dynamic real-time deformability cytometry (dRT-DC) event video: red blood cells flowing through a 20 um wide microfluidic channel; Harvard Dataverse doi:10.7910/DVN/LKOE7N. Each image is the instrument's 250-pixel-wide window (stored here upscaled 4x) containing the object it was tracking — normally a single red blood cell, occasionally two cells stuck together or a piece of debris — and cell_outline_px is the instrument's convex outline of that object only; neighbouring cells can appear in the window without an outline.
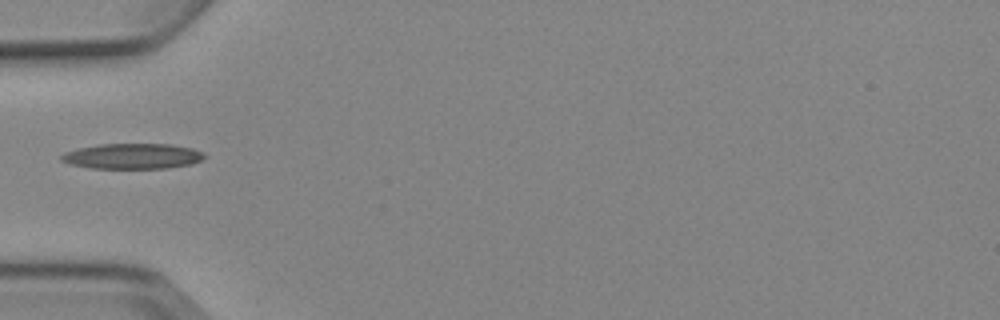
{"species": "Egyptian fruit bat (a non-hibernating species)", "species_latin": "Rousettus aegyptiacus", "temperature_condition": "cold", "stored_images_in_passage": 6, "camera_frame_rate_fps": 3000, "um_per_image_px": 0.085, "animal": {"sex": "female"}, "frame": {"image": 1, "passage_image": 4, "time_ms": 3.667, "image_size_px": [1000, 320], "cell_outline_px": [[208, 156], [192, 164], [168, 168], [92, 168], [68, 164], [60, 160], [60, 156], [64, 152], [80, 148], [100, 144], [172, 144], [192, 148], [204, 152]], "centroid_in_image_um": [11.29, 13.27], "position_along_channel_um": 73.7, "area_um2": 21.33}}
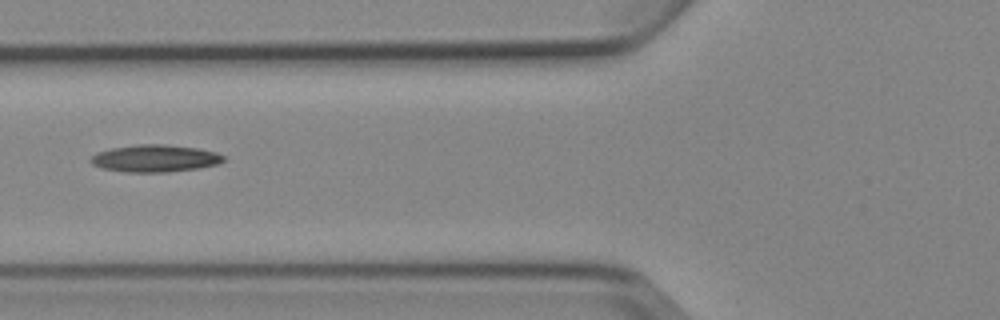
{"frame": {"image": 2, "passage_image": 5, "time_ms": 4.667, "image_size_px": [1000, 320], "cell_outline_px": [[224, 160], [216, 164], [200, 168], [168, 172], [124, 172], [100, 168], [92, 164], [88, 160], [96, 152], [112, 148], [136, 144], [164, 144], [196, 148], [216, 152], [224, 156]], "centroid_in_image_um": [13.12, 13.46], "position_along_channel_um": 112.7, "area_um2": 21.15}}
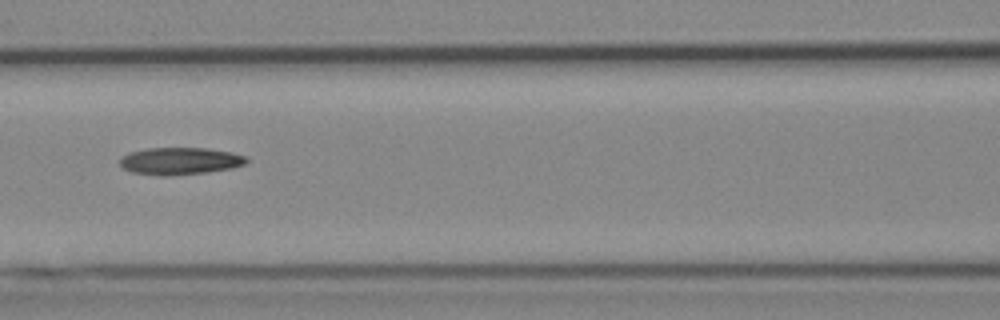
{"frame": {"image": 3, "passage_image": 6, "time_ms": 5.667, "image_size_px": [1000, 320], "cell_outline_px": [[248, 160], [244, 164], [232, 168], [208, 172], [168, 176], [160, 176], [132, 172], [124, 168], [120, 164], [120, 160], [128, 152], [148, 148], [204, 148], [232, 152], [244, 156]], "centroid_in_image_um": [15.29, 13.69], "position_along_channel_um": 151.3, "area_um2": 20.0}}